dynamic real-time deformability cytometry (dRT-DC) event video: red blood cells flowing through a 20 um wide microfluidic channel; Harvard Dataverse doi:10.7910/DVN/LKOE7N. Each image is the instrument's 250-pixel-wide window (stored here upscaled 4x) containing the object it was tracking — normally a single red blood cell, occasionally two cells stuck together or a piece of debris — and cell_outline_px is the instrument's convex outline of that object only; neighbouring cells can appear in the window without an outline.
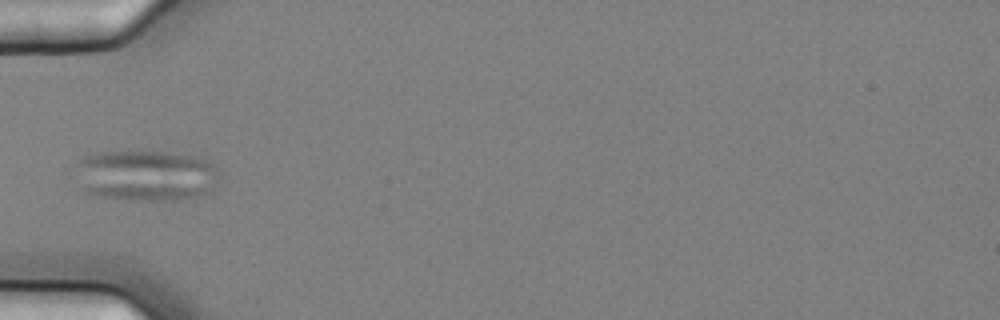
{"species": "common noctule bat (a hibernating species)", "species_latin": "Nyctalus noctula", "temperature_condition": "cold", "stored_images_in_passage": 1, "camera_frame_rate_fps": 3000, "um_per_image_px": 0.085, "animal": {"sex": "female", "body_mass_g": 25.1}, "frame": {"image": 1, "passage_image": 1, "time_ms": 0.0, "image_size_px": [1000, 320], "cell_outline_px": [[220, 180], [212, 192], [196, 196], [168, 200], [144, 200], [104, 196], [84, 192], [68, 176], [68, 172], [72, 164], [76, 160], [96, 152], [164, 152], [192, 156], [208, 160], [216, 164], [220, 172]], "centroid_in_image_um": [12.3, 14.9], "position_along_channel_um": 72.7, "area_um2": 44.04}}